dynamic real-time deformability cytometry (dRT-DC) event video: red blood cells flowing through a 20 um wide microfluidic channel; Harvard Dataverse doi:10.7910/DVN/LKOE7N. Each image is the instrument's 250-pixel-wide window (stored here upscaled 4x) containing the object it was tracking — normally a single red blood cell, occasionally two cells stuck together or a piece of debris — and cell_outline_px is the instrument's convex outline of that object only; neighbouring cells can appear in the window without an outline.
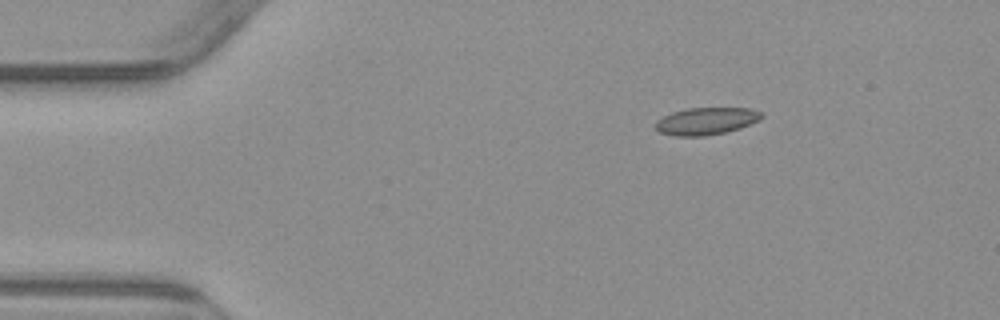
{"species": "common noctule bat (a hibernating species)", "species_latin": "Nyctalus noctula", "temperature_condition": "warm", "stored_images_in_passage": 4, "camera_frame_rate_fps": 3000, "um_per_image_px": 0.085, "animal": {"sex": "male", "body_mass_g": 23.1, "forearm_length_mm": 52.7}, "frame": {"image": 1, "passage_image": 4, "time_ms": 4.667, "image_size_px": [1000, 320], "cell_outline_px": [[764, 116], [760, 120], [740, 128], [724, 132], [704, 136], [676, 136], [660, 132], [656, 128], [656, 120], [672, 112], [688, 108], [752, 108], [764, 112]], "centroid_in_image_um": [60.08, 10.28], "position_along_channel_um": 24.9, "area_um2": 16.88}}